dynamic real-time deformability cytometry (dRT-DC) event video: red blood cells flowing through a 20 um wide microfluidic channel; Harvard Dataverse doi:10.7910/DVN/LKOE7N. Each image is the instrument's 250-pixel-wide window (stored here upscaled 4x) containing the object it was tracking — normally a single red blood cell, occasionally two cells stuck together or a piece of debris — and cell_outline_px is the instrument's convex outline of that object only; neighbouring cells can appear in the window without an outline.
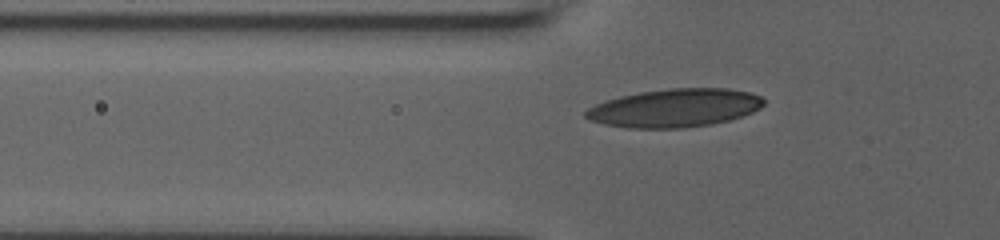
{"species": "human", "species_latin": "Homo sapiens", "temperature_condition": "room temperature", "stored_images_in_passage": 36, "camera_frame_rate_fps": 3000, "um_per_image_px": 0.085, "donor": {"sex": "male"}, "frame": {"image": 1, "passage_image": 4, "time_ms": 1.0, "image_size_px": [1000, 240], "cell_outline_px": [[764, 104], [760, 108], [752, 112], [728, 120], [712, 124], [684, 128], [628, 128], [604, 124], [592, 120], [584, 116], [584, 112], [588, 108], [596, 104], [620, 96], [640, 92], [672, 88], [728, 88], [748, 92], [760, 96], [764, 100]], "centroid_in_image_um": [57.35, 9.18], "position_along_channel_um": 68.4, "area_um2": 39.54}}
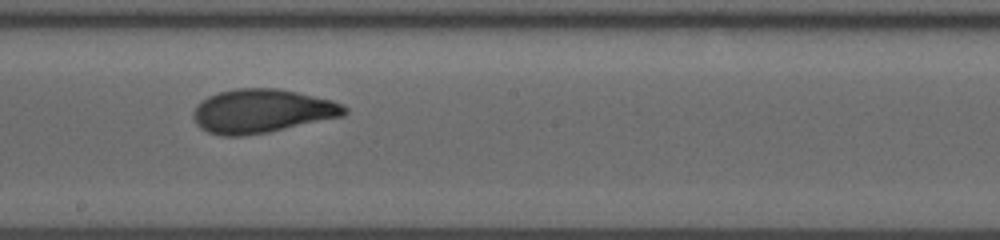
{"frame": {"image": 2, "passage_image": 17, "time_ms": 5.333, "image_size_px": [1000, 240], "cell_outline_px": [[348, 112], [344, 116], [268, 132], [244, 136], [224, 136], [208, 132], [200, 128], [196, 124], [192, 116], [196, 104], [208, 96], [220, 92], [236, 88], [276, 88], [296, 92], [332, 100], [348, 108]], "centroid_in_image_um": [22.24, 9.44], "position_along_channel_um": 226.0, "area_um2": 38.55}}
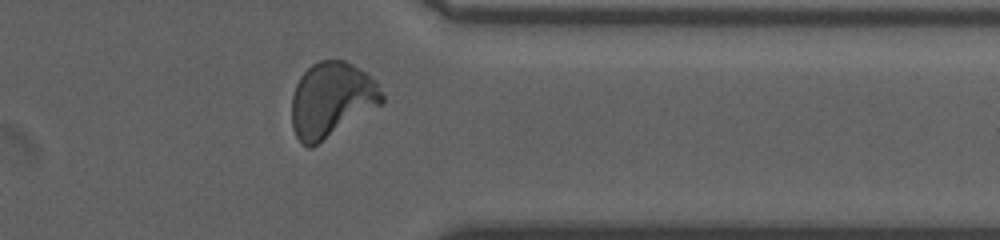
{"frame": {"image": 3, "passage_image": 30, "time_ms": 9.667, "image_size_px": [1000, 240], "cell_outline_px": [[384, 100], [380, 104], [312, 148], [308, 148], [300, 144], [292, 128], [292, 96], [296, 84], [300, 76], [312, 64], [320, 60], [344, 60], [352, 64], [376, 80], [384, 96]], "centroid_in_image_um": [28.15, 8.49], "position_along_channel_um": 383.3, "area_um2": 39.3}, "authors_computed_cell_mechanics": {"area_um2": 37.3966, "velocity_mm_per_s": 3.7217, "shape_relaxation_time_tau1_ms": 4.6865, "shape_relaxation_time_tau2_ms": 1.1747, "deformation_change_tau1": 0.1815, "deformation_change_tau2": 0.064}}